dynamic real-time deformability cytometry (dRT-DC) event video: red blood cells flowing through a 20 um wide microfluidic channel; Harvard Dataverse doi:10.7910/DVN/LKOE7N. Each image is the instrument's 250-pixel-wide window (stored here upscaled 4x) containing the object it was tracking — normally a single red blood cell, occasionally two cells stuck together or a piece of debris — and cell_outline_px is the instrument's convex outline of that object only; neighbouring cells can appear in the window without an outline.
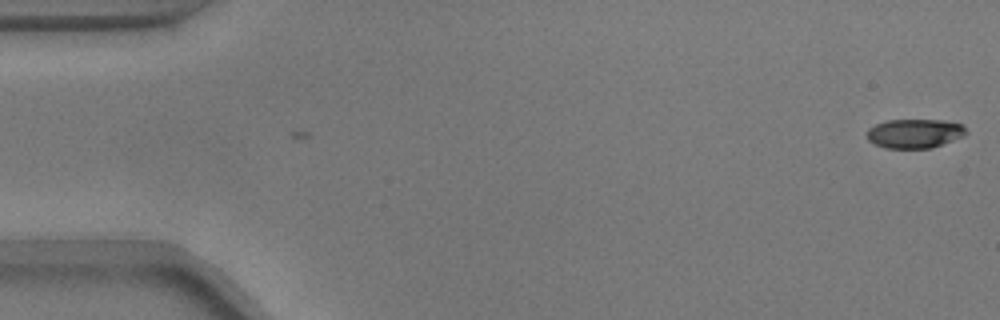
{"species": "common noctule bat (a hibernating species)", "species_latin": "Nyctalus noctula", "temperature_condition": "warm", "stored_images_in_passage": 3, "camera_frame_rate_fps": 3000, "um_per_image_px": 0.085, "animal": {"sex": "male", "body_mass_g": 17.9}, "frame": {"image": 1, "passage_image": 1, "time_ms": 0.0, "image_size_px": [1000, 320], "cell_outline_px": [[968, 132], [964, 136], [932, 148], [884, 148], [868, 140], [868, 128], [884, 120], [944, 120], [964, 124]], "centroid_in_image_um": [77.78, 11.34], "position_along_channel_um": 7.2, "area_um2": 16.99}}